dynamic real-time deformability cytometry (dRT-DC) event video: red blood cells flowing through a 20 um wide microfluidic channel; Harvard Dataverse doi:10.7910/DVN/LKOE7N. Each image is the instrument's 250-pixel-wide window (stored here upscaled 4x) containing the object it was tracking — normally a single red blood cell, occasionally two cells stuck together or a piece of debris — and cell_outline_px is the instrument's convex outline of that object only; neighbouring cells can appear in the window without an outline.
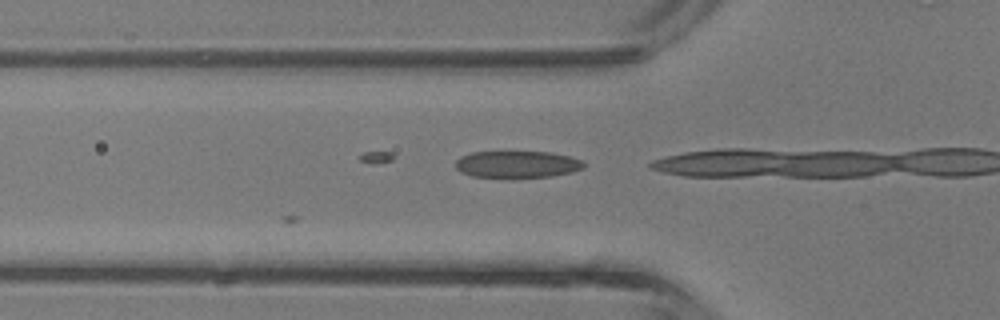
{"species": "common noctule bat (a hibernating species)", "species_latin": "Nyctalus noctula", "temperature_condition": "room temperature", "stored_images_in_passage": 4, "camera_frame_rate_fps": 3000, "um_per_image_px": 0.085, "animal": {"sex": "male", "body_mass_g": 13.3}, "frame": {"image": 1, "passage_image": 3, "time_ms": 0.667, "image_size_px": [1000, 320], "cell_outline_px": [[584, 168], [572, 172], [552, 176], [472, 176], [460, 172], [456, 168], [456, 160], [460, 156], [472, 152], [552, 152], [584, 160]], "centroid_in_image_um": [43.98, 13.94], "position_along_channel_um": 81.8, "area_um2": 19.77}}